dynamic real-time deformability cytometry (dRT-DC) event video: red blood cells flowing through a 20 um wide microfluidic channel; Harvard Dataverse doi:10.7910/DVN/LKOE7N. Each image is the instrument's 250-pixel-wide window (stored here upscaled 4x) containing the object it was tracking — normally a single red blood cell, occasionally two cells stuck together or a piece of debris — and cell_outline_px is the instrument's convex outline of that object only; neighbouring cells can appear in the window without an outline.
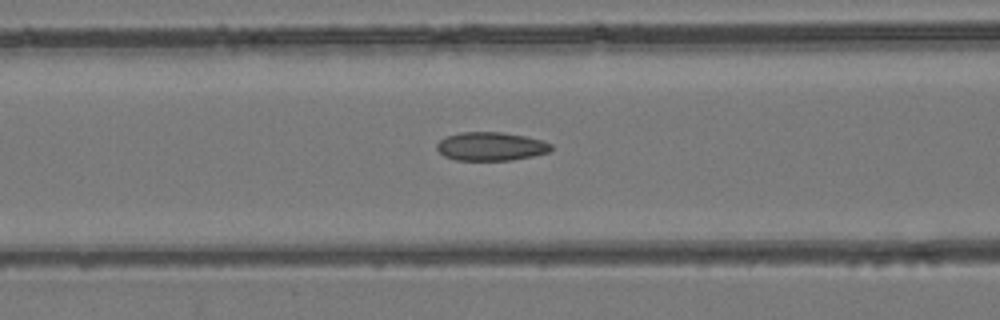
{"species": "common noctule bat (a hibernating species)", "species_latin": "Nyctalus noctula", "temperature_condition": "room temperature", "stored_images_in_passage": 49, "camera_frame_rate_fps": 3000, "um_per_image_px": 0.085, "animal": {"sex": "female", "body_mass_g": 24.6, "forearm_length_mm": 56.2}, "frame": {"image": 1, "passage_image": 20, "time_ms": 6.333, "image_size_px": [1000, 320], "cell_outline_px": [[552, 148], [548, 152], [532, 156], [512, 160], [456, 160], [444, 156], [436, 148], [436, 144], [444, 136], [460, 132], [504, 132], [544, 140], [552, 144]], "centroid_in_image_um": [41.71, 12.43], "position_along_channel_um": 124.9, "area_um2": 19.13}}
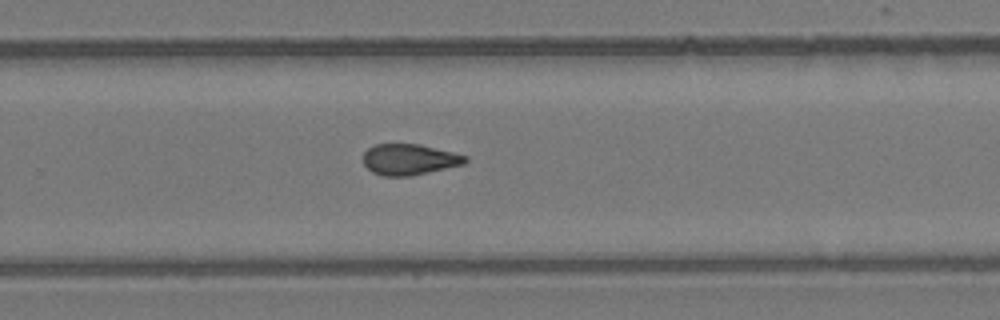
{"frame": {"image": 2, "passage_image": 32, "time_ms": 10.333, "image_size_px": [1000, 320], "cell_outline_px": [[468, 160], [464, 164], [428, 172], [408, 176], [380, 176], [372, 172], [364, 164], [364, 152], [368, 148], [376, 144], [420, 144], [468, 156]], "centroid_in_image_um": [34.78, 13.55], "position_along_channel_um": 295.0, "area_um2": 18.32}}
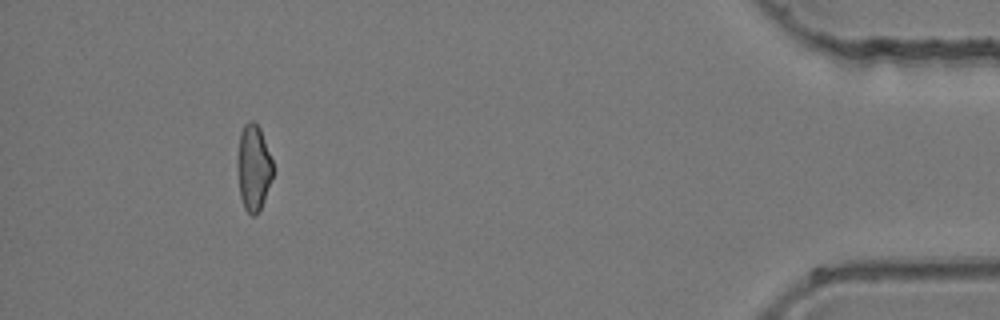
{"frame": {"image": 3, "passage_image": 45, "time_ms": 14.667, "image_size_px": [1000, 320], "cell_outline_px": [[272, 176], [264, 200], [256, 216], [252, 216], [244, 208], [240, 196], [236, 164], [236, 160], [240, 132], [244, 124], [248, 120], [252, 120], [260, 128], [272, 160]], "centroid_in_image_um": [21.51, 14.23], "position_along_channel_um": 413.7, "area_um2": 17.86}}